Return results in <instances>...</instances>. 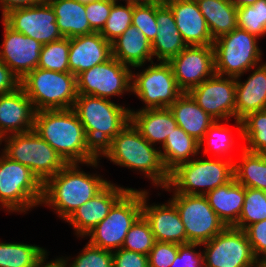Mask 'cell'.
Here are the masks:
<instances>
[{
  "mask_svg": "<svg viewBox=\"0 0 266 267\" xmlns=\"http://www.w3.org/2000/svg\"><path fill=\"white\" fill-rule=\"evenodd\" d=\"M113 267H149L148 256L124 248L112 252Z\"/></svg>",
  "mask_w": 266,
  "mask_h": 267,
  "instance_id": "cell-48",
  "label": "cell"
},
{
  "mask_svg": "<svg viewBox=\"0 0 266 267\" xmlns=\"http://www.w3.org/2000/svg\"><path fill=\"white\" fill-rule=\"evenodd\" d=\"M231 129L227 126L221 124L218 120H215L214 123L208 128L204 138L200 141V149L202 148L203 142L206 143L204 146V153L208 154L213 153V156L216 155L218 158L222 157V154L230 152L234 144L232 137Z\"/></svg>",
  "mask_w": 266,
  "mask_h": 267,
  "instance_id": "cell-39",
  "label": "cell"
},
{
  "mask_svg": "<svg viewBox=\"0 0 266 267\" xmlns=\"http://www.w3.org/2000/svg\"><path fill=\"white\" fill-rule=\"evenodd\" d=\"M256 68L245 82L235 78V122L241 139L242 119L249 113L266 109V63Z\"/></svg>",
  "mask_w": 266,
  "mask_h": 267,
  "instance_id": "cell-24",
  "label": "cell"
},
{
  "mask_svg": "<svg viewBox=\"0 0 266 267\" xmlns=\"http://www.w3.org/2000/svg\"><path fill=\"white\" fill-rule=\"evenodd\" d=\"M172 0H142V3H148V4H158V5H167Z\"/></svg>",
  "mask_w": 266,
  "mask_h": 267,
  "instance_id": "cell-53",
  "label": "cell"
},
{
  "mask_svg": "<svg viewBox=\"0 0 266 267\" xmlns=\"http://www.w3.org/2000/svg\"><path fill=\"white\" fill-rule=\"evenodd\" d=\"M56 15L63 37L72 38L94 33L87 19L85 4L77 0H46Z\"/></svg>",
  "mask_w": 266,
  "mask_h": 267,
  "instance_id": "cell-30",
  "label": "cell"
},
{
  "mask_svg": "<svg viewBox=\"0 0 266 267\" xmlns=\"http://www.w3.org/2000/svg\"><path fill=\"white\" fill-rule=\"evenodd\" d=\"M141 215L142 191L130 188L113 205L107 217L86 235L90 236L88 243L111 252L122 248L127 232Z\"/></svg>",
  "mask_w": 266,
  "mask_h": 267,
  "instance_id": "cell-10",
  "label": "cell"
},
{
  "mask_svg": "<svg viewBox=\"0 0 266 267\" xmlns=\"http://www.w3.org/2000/svg\"><path fill=\"white\" fill-rule=\"evenodd\" d=\"M257 39L255 35L236 27L214 40L215 74L239 78L249 69L258 66L262 52Z\"/></svg>",
  "mask_w": 266,
  "mask_h": 267,
  "instance_id": "cell-9",
  "label": "cell"
},
{
  "mask_svg": "<svg viewBox=\"0 0 266 267\" xmlns=\"http://www.w3.org/2000/svg\"><path fill=\"white\" fill-rule=\"evenodd\" d=\"M78 94L108 99L131 91L132 70L112 57L76 76Z\"/></svg>",
  "mask_w": 266,
  "mask_h": 267,
  "instance_id": "cell-14",
  "label": "cell"
},
{
  "mask_svg": "<svg viewBox=\"0 0 266 267\" xmlns=\"http://www.w3.org/2000/svg\"><path fill=\"white\" fill-rule=\"evenodd\" d=\"M162 147L164 151H160V155L168 173L178 165L189 162L190 156H196L200 152V142L179 126L168 136Z\"/></svg>",
  "mask_w": 266,
  "mask_h": 267,
  "instance_id": "cell-32",
  "label": "cell"
},
{
  "mask_svg": "<svg viewBox=\"0 0 266 267\" xmlns=\"http://www.w3.org/2000/svg\"><path fill=\"white\" fill-rule=\"evenodd\" d=\"M112 57L129 67H141L147 60L153 62L151 42L131 25L112 42Z\"/></svg>",
  "mask_w": 266,
  "mask_h": 267,
  "instance_id": "cell-28",
  "label": "cell"
},
{
  "mask_svg": "<svg viewBox=\"0 0 266 267\" xmlns=\"http://www.w3.org/2000/svg\"><path fill=\"white\" fill-rule=\"evenodd\" d=\"M240 162H234V178L245 188L266 192V161L261 153H253L241 147Z\"/></svg>",
  "mask_w": 266,
  "mask_h": 267,
  "instance_id": "cell-33",
  "label": "cell"
},
{
  "mask_svg": "<svg viewBox=\"0 0 266 267\" xmlns=\"http://www.w3.org/2000/svg\"><path fill=\"white\" fill-rule=\"evenodd\" d=\"M257 267H266V258H260L258 260V264H257Z\"/></svg>",
  "mask_w": 266,
  "mask_h": 267,
  "instance_id": "cell-55",
  "label": "cell"
},
{
  "mask_svg": "<svg viewBox=\"0 0 266 267\" xmlns=\"http://www.w3.org/2000/svg\"><path fill=\"white\" fill-rule=\"evenodd\" d=\"M261 155L263 156V158L265 159V161H266V150L265 151H263V152H261Z\"/></svg>",
  "mask_w": 266,
  "mask_h": 267,
  "instance_id": "cell-57",
  "label": "cell"
},
{
  "mask_svg": "<svg viewBox=\"0 0 266 267\" xmlns=\"http://www.w3.org/2000/svg\"><path fill=\"white\" fill-rule=\"evenodd\" d=\"M68 258L67 260L66 259H63L62 257L61 258H57L55 259L54 261H50V262H46L45 264V261H46V257L38 264L37 267H68L67 266V263H68Z\"/></svg>",
  "mask_w": 266,
  "mask_h": 267,
  "instance_id": "cell-51",
  "label": "cell"
},
{
  "mask_svg": "<svg viewBox=\"0 0 266 267\" xmlns=\"http://www.w3.org/2000/svg\"><path fill=\"white\" fill-rule=\"evenodd\" d=\"M111 58L112 43L100 32L70 38L68 63L70 73L75 76Z\"/></svg>",
  "mask_w": 266,
  "mask_h": 267,
  "instance_id": "cell-22",
  "label": "cell"
},
{
  "mask_svg": "<svg viewBox=\"0 0 266 267\" xmlns=\"http://www.w3.org/2000/svg\"><path fill=\"white\" fill-rule=\"evenodd\" d=\"M43 183L25 165L0 156V204L7 210L25 212L40 205Z\"/></svg>",
  "mask_w": 266,
  "mask_h": 267,
  "instance_id": "cell-8",
  "label": "cell"
},
{
  "mask_svg": "<svg viewBox=\"0 0 266 267\" xmlns=\"http://www.w3.org/2000/svg\"><path fill=\"white\" fill-rule=\"evenodd\" d=\"M153 64L132 74L131 92L145 103L142 109L169 108L183 91L177 85L169 62Z\"/></svg>",
  "mask_w": 266,
  "mask_h": 267,
  "instance_id": "cell-11",
  "label": "cell"
},
{
  "mask_svg": "<svg viewBox=\"0 0 266 267\" xmlns=\"http://www.w3.org/2000/svg\"><path fill=\"white\" fill-rule=\"evenodd\" d=\"M204 267H257L245 230L225 227L214 238L205 242Z\"/></svg>",
  "mask_w": 266,
  "mask_h": 267,
  "instance_id": "cell-13",
  "label": "cell"
},
{
  "mask_svg": "<svg viewBox=\"0 0 266 267\" xmlns=\"http://www.w3.org/2000/svg\"><path fill=\"white\" fill-rule=\"evenodd\" d=\"M68 267H113L112 252L86 244Z\"/></svg>",
  "mask_w": 266,
  "mask_h": 267,
  "instance_id": "cell-43",
  "label": "cell"
},
{
  "mask_svg": "<svg viewBox=\"0 0 266 267\" xmlns=\"http://www.w3.org/2000/svg\"><path fill=\"white\" fill-rule=\"evenodd\" d=\"M234 162L231 156L225 160L217 156L214 160L191 158L169 173V181L164 189L170 191L174 186V194L206 195L234 178Z\"/></svg>",
  "mask_w": 266,
  "mask_h": 267,
  "instance_id": "cell-5",
  "label": "cell"
},
{
  "mask_svg": "<svg viewBox=\"0 0 266 267\" xmlns=\"http://www.w3.org/2000/svg\"><path fill=\"white\" fill-rule=\"evenodd\" d=\"M169 63L178 87L188 92L215 74L213 45L186 46Z\"/></svg>",
  "mask_w": 266,
  "mask_h": 267,
  "instance_id": "cell-17",
  "label": "cell"
},
{
  "mask_svg": "<svg viewBox=\"0 0 266 267\" xmlns=\"http://www.w3.org/2000/svg\"><path fill=\"white\" fill-rule=\"evenodd\" d=\"M170 201L176 206L184 224L186 244L208 242L226 227L205 195L174 194Z\"/></svg>",
  "mask_w": 266,
  "mask_h": 267,
  "instance_id": "cell-12",
  "label": "cell"
},
{
  "mask_svg": "<svg viewBox=\"0 0 266 267\" xmlns=\"http://www.w3.org/2000/svg\"><path fill=\"white\" fill-rule=\"evenodd\" d=\"M132 25L139 29L152 43L156 37V4H136L133 8Z\"/></svg>",
  "mask_w": 266,
  "mask_h": 267,
  "instance_id": "cell-42",
  "label": "cell"
},
{
  "mask_svg": "<svg viewBox=\"0 0 266 267\" xmlns=\"http://www.w3.org/2000/svg\"><path fill=\"white\" fill-rule=\"evenodd\" d=\"M113 2L111 0H95L85 4L87 19L94 32H101L109 18Z\"/></svg>",
  "mask_w": 266,
  "mask_h": 267,
  "instance_id": "cell-44",
  "label": "cell"
},
{
  "mask_svg": "<svg viewBox=\"0 0 266 267\" xmlns=\"http://www.w3.org/2000/svg\"><path fill=\"white\" fill-rule=\"evenodd\" d=\"M213 40L237 27V7L229 0H196Z\"/></svg>",
  "mask_w": 266,
  "mask_h": 267,
  "instance_id": "cell-31",
  "label": "cell"
},
{
  "mask_svg": "<svg viewBox=\"0 0 266 267\" xmlns=\"http://www.w3.org/2000/svg\"><path fill=\"white\" fill-rule=\"evenodd\" d=\"M2 20L14 31L34 38L43 45L63 38L56 15L46 0L30 7L12 9Z\"/></svg>",
  "mask_w": 266,
  "mask_h": 267,
  "instance_id": "cell-15",
  "label": "cell"
},
{
  "mask_svg": "<svg viewBox=\"0 0 266 267\" xmlns=\"http://www.w3.org/2000/svg\"><path fill=\"white\" fill-rule=\"evenodd\" d=\"M2 22L4 40L0 48V59L22 80L38 67L43 44L14 31L3 20Z\"/></svg>",
  "mask_w": 266,
  "mask_h": 267,
  "instance_id": "cell-18",
  "label": "cell"
},
{
  "mask_svg": "<svg viewBox=\"0 0 266 267\" xmlns=\"http://www.w3.org/2000/svg\"><path fill=\"white\" fill-rule=\"evenodd\" d=\"M201 244L187 243L178 246V254L170 267H204V254L194 249Z\"/></svg>",
  "mask_w": 266,
  "mask_h": 267,
  "instance_id": "cell-46",
  "label": "cell"
},
{
  "mask_svg": "<svg viewBox=\"0 0 266 267\" xmlns=\"http://www.w3.org/2000/svg\"><path fill=\"white\" fill-rule=\"evenodd\" d=\"M180 244L156 241L148 256L149 267H170Z\"/></svg>",
  "mask_w": 266,
  "mask_h": 267,
  "instance_id": "cell-45",
  "label": "cell"
},
{
  "mask_svg": "<svg viewBox=\"0 0 266 267\" xmlns=\"http://www.w3.org/2000/svg\"><path fill=\"white\" fill-rule=\"evenodd\" d=\"M157 34L152 45V54L158 61L169 62L187 45L178 31L174 15L167 5L156 4Z\"/></svg>",
  "mask_w": 266,
  "mask_h": 267,
  "instance_id": "cell-25",
  "label": "cell"
},
{
  "mask_svg": "<svg viewBox=\"0 0 266 267\" xmlns=\"http://www.w3.org/2000/svg\"><path fill=\"white\" fill-rule=\"evenodd\" d=\"M79 163H68L43 184L42 204L54 207L66 220L78 207L97 195L109 182L80 171Z\"/></svg>",
  "mask_w": 266,
  "mask_h": 267,
  "instance_id": "cell-3",
  "label": "cell"
},
{
  "mask_svg": "<svg viewBox=\"0 0 266 267\" xmlns=\"http://www.w3.org/2000/svg\"><path fill=\"white\" fill-rule=\"evenodd\" d=\"M47 251L36 245L0 243V267H37Z\"/></svg>",
  "mask_w": 266,
  "mask_h": 267,
  "instance_id": "cell-34",
  "label": "cell"
},
{
  "mask_svg": "<svg viewBox=\"0 0 266 267\" xmlns=\"http://www.w3.org/2000/svg\"><path fill=\"white\" fill-rule=\"evenodd\" d=\"M263 220H266V192L246 188L243 208L233 227L245 230L249 225Z\"/></svg>",
  "mask_w": 266,
  "mask_h": 267,
  "instance_id": "cell-37",
  "label": "cell"
},
{
  "mask_svg": "<svg viewBox=\"0 0 266 267\" xmlns=\"http://www.w3.org/2000/svg\"><path fill=\"white\" fill-rule=\"evenodd\" d=\"M69 49L70 38L66 37L44 44L40 52L38 68L56 72H70Z\"/></svg>",
  "mask_w": 266,
  "mask_h": 267,
  "instance_id": "cell-36",
  "label": "cell"
},
{
  "mask_svg": "<svg viewBox=\"0 0 266 267\" xmlns=\"http://www.w3.org/2000/svg\"><path fill=\"white\" fill-rule=\"evenodd\" d=\"M178 126L200 142L215 119L183 92L169 107Z\"/></svg>",
  "mask_w": 266,
  "mask_h": 267,
  "instance_id": "cell-29",
  "label": "cell"
},
{
  "mask_svg": "<svg viewBox=\"0 0 266 267\" xmlns=\"http://www.w3.org/2000/svg\"><path fill=\"white\" fill-rule=\"evenodd\" d=\"M215 120L235 118L236 81L234 77L214 74L187 92Z\"/></svg>",
  "mask_w": 266,
  "mask_h": 267,
  "instance_id": "cell-16",
  "label": "cell"
},
{
  "mask_svg": "<svg viewBox=\"0 0 266 267\" xmlns=\"http://www.w3.org/2000/svg\"><path fill=\"white\" fill-rule=\"evenodd\" d=\"M19 87V77L0 59V95L13 92Z\"/></svg>",
  "mask_w": 266,
  "mask_h": 267,
  "instance_id": "cell-49",
  "label": "cell"
},
{
  "mask_svg": "<svg viewBox=\"0 0 266 267\" xmlns=\"http://www.w3.org/2000/svg\"><path fill=\"white\" fill-rule=\"evenodd\" d=\"M33 130L67 163L98 165L99 152L72 108L37 111Z\"/></svg>",
  "mask_w": 266,
  "mask_h": 267,
  "instance_id": "cell-1",
  "label": "cell"
},
{
  "mask_svg": "<svg viewBox=\"0 0 266 267\" xmlns=\"http://www.w3.org/2000/svg\"><path fill=\"white\" fill-rule=\"evenodd\" d=\"M148 192L142 190V216L149 223L156 241L186 244V231L176 206L169 200L162 205H148Z\"/></svg>",
  "mask_w": 266,
  "mask_h": 267,
  "instance_id": "cell-20",
  "label": "cell"
},
{
  "mask_svg": "<svg viewBox=\"0 0 266 267\" xmlns=\"http://www.w3.org/2000/svg\"><path fill=\"white\" fill-rule=\"evenodd\" d=\"M167 6L187 46L213 45L214 40L196 0H172Z\"/></svg>",
  "mask_w": 266,
  "mask_h": 267,
  "instance_id": "cell-23",
  "label": "cell"
},
{
  "mask_svg": "<svg viewBox=\"0 0 266 267\" xmlns=\"http://www.w3.org/2000/svg\"><path fill=\"white\" fill-rule=\"evenodd\" d=\"M43 1L44 0H0V9H2V16H4L12 9L30 7Z\"/></svg>",
  "mask_w": 266,
  "mask_h": 267,
  "instance_id": "cell-50",
  "label": "cell"
},
{
  "mask_svg": "<svg viewBox=\"0 0 266 267\" xmlns=\"http://www.w3.org/2000/svg\"><path fill=\"white\" fill-rule=\"evenodd\" d=\"M134 5L113 3L109 18L100 34L110 43L132 25Z\"/></svg>",
  "mask_w": 266,
  "mask_h": 267,
  "instance_id": "cell-41",
  "label": "cell"
},
{
  "mask_svg": "<svg viewBox=\"0 0 266 267\" xmlns=\"http://www.w3.org/2000/svg\"><path fill=\"white\" fill-rule=\"evenodd\" d=\"M35 113L36 110L22 87L0 95V140L10 133L32 131Z\"/></svg>",
  "mask_w": 266,
  "mask_h": 267,
  "instance_id": "cell-21",
  "label": "cell"
},
{
  "mask_svg": "<svg viewBox=\"0 0 266 267\" xmlns=\"http://www.w3.org/2000/svg\"><path fill=\"white\" fill-rule=\"evenodd\" d=\"M237 27L256 37L266 34V0L237 9Z\"/></svg>",
  "mask_w": 266,
  "mask_h": 267,
  "instance_id": "cell-38",
  "label": "cell"
},
{
  "mask_svg": "<svg viewBox=\"0 0 266 267\" xmlns=\"http://www.w3.org/2000/svg\"><path fill=\"white\" fill-rule=\"evenodd\" d=\"M257 1L258 0H229L230 4L233 6H236L237 8L253 5Z\"/></svg>",
  "mask_w": 266,
  "mask_h": 267,
  "instance_id": "cell-52",
  "label": "cell"
},
{
  "mask_svg": "<svg viewBox=\"0 0 266 267\" xmlns=\"http://www.w3.org/2000/svg\"><path fill=\"white\" fill-rule=\"evenodd\" d=\"M91 145L100 152L130 121V109L111 100L78 94L73 108Z\"/></svg>",
  "mask_w": 266,
  "mask_h": 267,
  "instance_id": "cell-4",
  "label": "cell"
},
{
  "mask_svg": "<svg viewBox=\"0 0 266 267\" xmlns=\"http://www.w3.org/2000/svg\"><path fill=\"white\" fill-rule=\"evenodd\" d=\"M160 151L147 142L129 121L99 152V157L105 156L116 165L144 172L155 186L164 188L168 184L169 173L163 165Z\"/></svg>",
  "mask_w": 266,
  "mask_h": 267,
  "instance_id": "cell-2",
  "label": "cell"
},
{
  "mask_svg": "<svg viewBox=\"0 0 266 267\" xmlns=\"http://www.w3.org/2000/svg\"><path fill=\"white\" fill-rule=\"evenodd\" d=\"M245 232L255 257L259 259L261 254L262 258H266V220L249 225Z\"/></svg>",
  "mask_w": 266,
  "mask_h": 267,
  "instance_id": "cell-47",
  "label": "cell"
},
{
  "mask_svg": "<svg viewBox=\"0 0 266 267\" xmlns=\"http://www.w3.org/2000/svg\"><path fill=\"white\" fill-rule=\"evenodd\" d=\"M21 87L34 109H71L78 96L76 76L70 72H56L36 68L22 80Z\"/></svg>",
  "mask_w": 266,
  "mask_h": 267,
  "instance_id": "cell-6",
  "label": "cell"
},
{
  "mask_svg": "<svg viewBox=\"0 0 266 267\" xmlns=\"http://www.w3.org/2000/svg\"><path fill=\"white\" fill-rule=\"evenodd\" d=\"M2 141L6 142L3 153L27 166L43 184L68 164L34 130L5 136Z\"/></svg>",
  "mask_w": 266,
  "mask_h": 267,
  "instance_id": "cell-7",
  "label": "cell"
},
{
  "mask_svg": "<svg viewBox=\"0 0 266 267\" xmlns=\"http://www.w3.org/2000/svg\"><path fill=\"white\" fill-rule=\"evenodd\" d=\"M129 189L119 188L109 181L97 195L78 207L66 221L72 225L77 235L81 237L86 236L107 217L113 205Z\"/></svg>",
  "mask_w": 266,
  "mask_h": 267,
  "instance_id": "cell-19",
  "label": "cell"
},
{
  "mask_svg": "<svg viewBox=\"0 0 266 267\" xmlns=\"http://www.w3.org/2000/svg\"><path fill=\"white\" fill-rule=\"evenodd\" d=\"M130 122L153 146L157 142L163 146L178 126L169 108L130 110Z\"/></svg>",
  "mask_w": 266,
  "mask_h": 267,
  "instance_id": "cell-26",
  "label": "cell"
},
{
  "mask_svg": "<svg viewBox=\"0 0 266 267\" xmlns=\"http://www.w3.org/2000/svg\"><path fill=\"white\" fill-rule=\"evenodd\" d=\"M246 188L233 178L209 191L205 196L211 208L226 227L234 226L241 214Z\"/></svg>",
  "mask_w": 266,
  "mask_h": 267,
  "instance_id": "cell-27",
  "label": "cell"
},
{
  "mask_svg": "<svg viewBox=\"0 0 266 267\" xmlns=\"http://www.w3.org/2000/svg\"><path fill=\"white\" fill-rule=\"evenodd\" d=\"M243 148L249 152L261 153L266 150V109L249 113L242 119Z\"/></svg>",
  "mask_w": 266,
  "mask_h": 267,
  "instance_id": "cell-35",
  "label": "cell"
},
{
  "mask_svg": "<svg viewBox=\"0 0 266 267\" xmlns=\"http://www.w3.org/2000/svg\"><path fill=\"white\" fill-rule=\"evenodd\" d=\"M113 3H118V0H111ZM126 4L136 5L142 4V0H125Z\"/></svg>",
  "mask_w": 266,
  "mask_h": 267,
  "instance_id": "cell-54",
  "label": "cell"
},
{
  "mask_svg": "<svg viewBox=\"0 0 266 267\" xmlns=\"http://www.w3.org/2000/svg\"><path fill=\"white\" fill-rule=\"evenodd\" d=\"M77 1H79V2H81L83 4H87V3H91V2H93L95 0H77Z\"/></svg>",
  "mask_w": 266,
  "mask_h": 267,
  "instance_id": "cell-56",
  "label": "cell"
},
{
  "mask_svg": "<svg viewBox=\"0 0 266 267\" xmlns=\"http://www.w3.org/2000/svg\"><path fill=\"white\" fill-rule=\"evenodd\" d=\"M155 242L149 223L141 215L127 232L122 248L148 255Z\"/></svg>",
  "mask_w": 266,
  "mask_h": 267,
  "instance_id": "cell-40",
  "label": "cell"
}]
</instances>
